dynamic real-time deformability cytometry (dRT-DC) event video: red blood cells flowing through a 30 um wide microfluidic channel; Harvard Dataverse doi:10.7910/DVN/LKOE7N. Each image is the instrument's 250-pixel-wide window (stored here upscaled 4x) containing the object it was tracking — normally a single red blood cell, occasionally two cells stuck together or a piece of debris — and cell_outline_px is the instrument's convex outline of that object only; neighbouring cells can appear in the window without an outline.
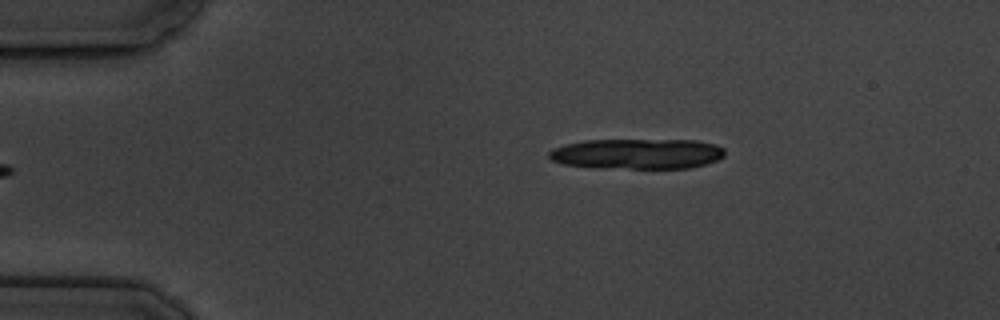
{"species": "common noctule bat (a hibernating species)", "species_latin": "Nyctalus noctula", "temperature_condition": "cold", "stored_images_in_passage": 6, "segment_of_instrument_passage": [2, 2], "camera_frame_rate_fps": 3000, "um_per_image_px": 0.085, "animal": {"sex": "male", "body_mass_g": 19.5, "forearm_length_mm": 54.6}, "frame": {"image": 1, "passage_image": 6, "time_ms": 5.667, "image_size_px": [1000, 320], "cell_outline_px": [[724, 156], [716, 160], [704, 164], [688, 168], [592, 168], [560, 164], [552, 160], [548, 156], [548, 152], [552, 148], [564, 144], [584, 140], [696, 140], [716, 144], [724, 148]], "centroid_in_image_um": [54.1, 13.07], "position_along_channel_um": 30.9, "area_um2": 31.44}}